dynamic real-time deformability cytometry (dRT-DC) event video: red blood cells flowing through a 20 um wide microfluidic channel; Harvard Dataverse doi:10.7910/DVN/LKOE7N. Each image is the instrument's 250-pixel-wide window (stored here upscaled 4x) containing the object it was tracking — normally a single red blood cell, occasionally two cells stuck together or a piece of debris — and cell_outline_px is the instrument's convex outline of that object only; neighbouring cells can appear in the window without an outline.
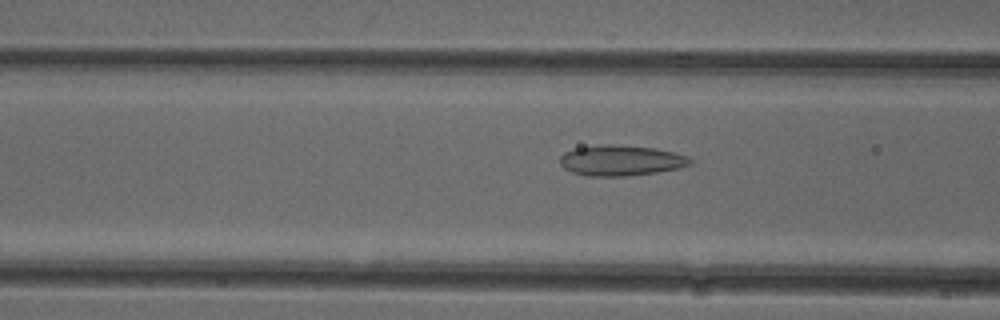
{"species": "common noctule bat (a hibernating species)", "species_latin": "Nyctalus noctula", "temperature_condition": "cold", "stored_images_in_passage": 37, "camera_frame_rate_fps": 3000, "um_per_image_px": 0.085, "animal": {"sex": "female"}, "frame": {"image": 1, "passage_image": 5, "time_ms": 1.333, "image_size_px": [1000, 320], "cell_outline_px": [[692, 164], [680, 168], [656, 172], [624, 176], [588, 176], [572, 172], [564, 168], [560, 164], [560, 156], [564, 152], [576, 148], [596, 144], [612, 144], [656, 148], [688, 156], [692, 160]], "centroid_in_image_um": [52.77, 13.63], "position_along_channel_um": 113.8, "area_um2": 23.29}}
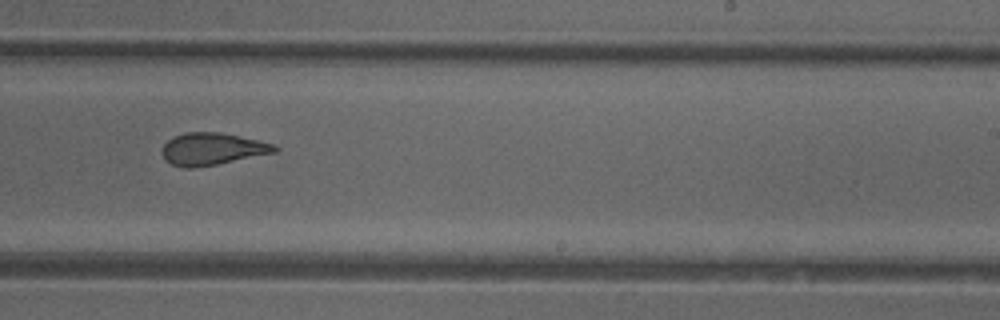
{"frame": {"image": 2, "passage_image": 17, "time_ms": 5.333, "image_size_px": [1000, 320], "cell_outline_px": [[280, 148], [276, 152], [216, 164], [192, 168], [184, 168], [172, 164], [164, 160], [160, 152], [164, 144], [168, 140], [184, 132], [220, 132], [276, 144]], "centroid_in_image_um": [18.02, 12.66], "position_along_channel_um": 271.0, "area_um2": 21.1}}
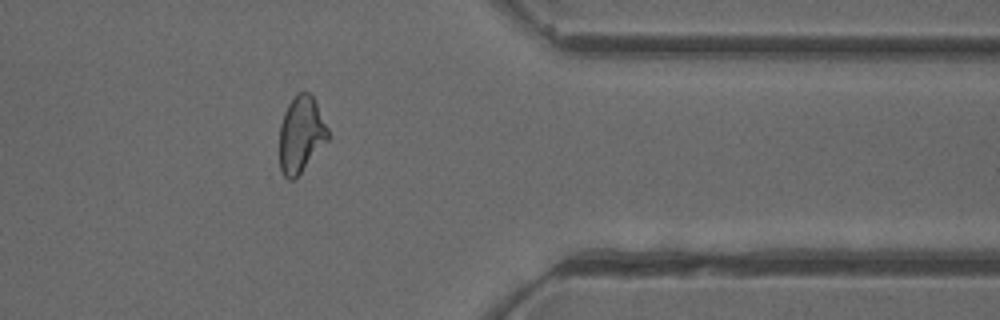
{"frame": {"image": 3, "passage_image": 27, "time_ms": 8.667, "image_size_px": [1000, 320], "cell_outline_px": [[328, 140], [296, 180], [288, 180], [284, 176], [280, 168], [280, 124], [284, 112], [288, 104], [296, 92], [308, 92], [316, 100], [328, 128]], "centroid_in_image_um": [25.59, 11.44], "position_along_channel_um": 385.8, "area_um2": 21.91}, "authors_computed_cell_mechanics": {"area_um2": 21.7906, "velocity_mm_per_s": 3.9311, "shape_relaxation_time_tau1_ms": 11.1866, "shape_relaxation_time_tau2_ms": 1.7314, "deformation_change_tau1": 0.2138, "deformation_change_tau2": 0.1088}}